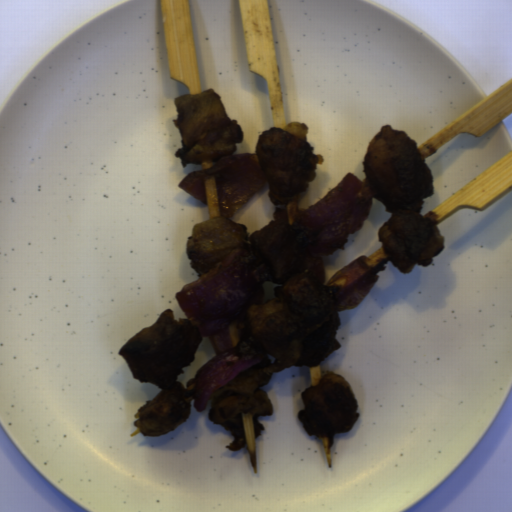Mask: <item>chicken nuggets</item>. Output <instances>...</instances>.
Wrapping results in <instances>:
<instances>
[{"instance_id":"chicken-nuggets-2","label":"chicken nuggets","mask_w":512,"mask_h":512,"mask_svg":"<svg viewBox=\"0 0 512 512\" xmlns=\"http://www.w3.org/2000/svg\"><path fill=\"white\" fill-rule=\"evenodd\" d=\"M366 182L391 217L378 232L390 262L409 273L432 264L445 245L433 220L420 213L433 195V175L412 137L383 125L367 146L363 160Z\"/></svg>"},{"instance_id":"chicken-nuggets-4","label":"chicken nuggets","mask_w":512,"mask_h":512,"mask_svg":"<svg viewBox=\"0 0 512 512\" xmlns=\"http://www.w3.org/2000/svg\"><path fill=\"white\" fill-rule=\"evenodd\" d=\"M307 133V124L292 121L282 128L272 126L258 137L256 155L269 183L267 195L276 206L299 200L316 179L320 159Z\"/></svg>"},{"instance_id":"chicken-nuggets-6","label":"chicken nuggets","mask_w":512,"mask_h":512,"mask_svg":"<svg viewBox=\"0 0 512 512\" xmlns=\"http://www.w3.org/2000/svg\"><path fill=\"white\" fill-rule=\"evenodd\" d=\"M304 410L297 411L309 436L327 437L351 431L359 417L357 398L351 384L341 375L328 372L318 385L302 390Z\"/></svg>"},{"instance_id":"chicken-nuggets-3","label":"chicken nuggets","mask_w":512,"mask_h":512,"mask_svg":"<svg viewBox=\"0 0 512 512\" xmlns=\"http://www.w3.org/2000/svg\"><path fill=\"white\" fill-rule=\"evenodd\" d=\"M202 342L203 335L188 318L175 321L173 310L168 309L120 349L118 354L129 364L133 378L161 390L139 410V418L133 423L142 435L169 434L188 419L192 401L187 400L185 387L177 377L192 365Z\"/></svg>"},{"instance_id":"chicken-nuggets-1","label":"chicken nuggets","mask_w":512,"mask_h":512,"mask_svg":"<svg viewBox=\"0 0 512 512\" xmlns=\"http://www.w3.org/2000/svg\"><path fill=\"white\" fill-rule=\"evenodd\" d=\"M317 244L302 222L289 224L283 207L276 208L274 220L252 234L222 215L192 228L186 251L200 275L218 267L234 249H241L265 265L271 284H281L274 287L273 300L250 303L238 315L242 339L237 354L256 349L264 358L211 395L208 418L234 436L226 446L229 451L246 447L243 413L252 414L255 438L264 430L259 417L273 411L261 387L269 384L274 373L288 367L314 368L341 347L336 339L341 326L336 292L321 285L305 268Z\"/></svg>"},{"instance_id":"chicken-nuggets-5","label":"chicken nuggets","mask_w":512,"mask_h":512,"mask_svg":"<svg viewBox=\"0 0 512 512\" xmlns=\"http://www.w3.org/2000/svg\"><path fill=\"white\" fill-rule=\"evenodd\" d=\"M178 119L175 124L182 136V148L176 152L187 163L217 162L236 150L244 135L239 123L230 119L222 98L213 89L175 98Z\"/></svg>"}]
</instances>
